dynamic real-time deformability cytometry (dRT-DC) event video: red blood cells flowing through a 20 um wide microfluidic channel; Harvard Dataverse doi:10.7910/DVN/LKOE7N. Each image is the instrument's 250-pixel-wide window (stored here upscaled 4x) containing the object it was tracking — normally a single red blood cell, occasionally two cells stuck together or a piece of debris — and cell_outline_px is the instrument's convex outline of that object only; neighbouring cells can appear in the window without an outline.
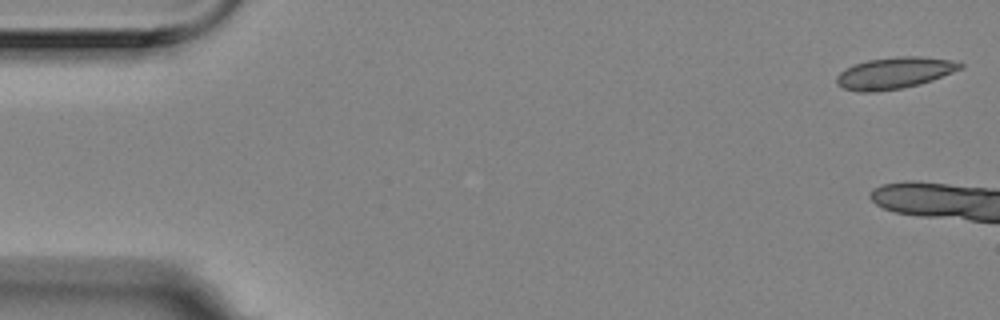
{"species": "Egyptian fruit bat (a non-hibernating species)", "species_latin": "Rousettus aegyptiacus", "temperature_condition": "room temperature", "stored_images_in_passage": 7, "camera_frame_rate_fps": 3000, "um_per_image_px": 0.085, "animal": {"sex": "female"}, "frame": {"image": 1, "passage_image": 1, "time_ms": 0.0, "image_size_px": [1000, 320], "cell_outline_px": [[964, 68], [932, 80], [920, 84], [900, 88], [876, 92], [860, 92], [844, 88], [836, 84], [836, 76], [844, 68], [868, 60], [896, 56], [920, 56], [952, 60], [964, 64]], "centroid_in_image_um": [76.03, 6.2], "position_along_channel_um": 9.0, "area_um2": 22.77}}
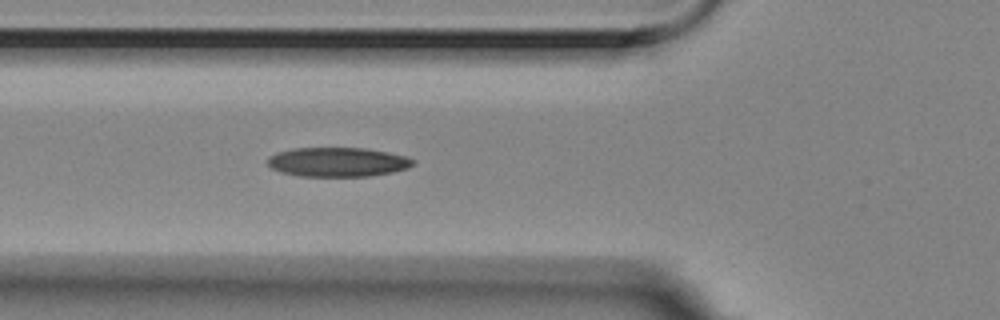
{"frame": {"image": 2, "passage_image": 7, "time_ms": 2.0, "image_size_px": [1000, 320], "cell_outline_px": [[416, 164], [408, 168], [392, 172], [368, 176], [300, 176], [280, 172], [272, 168], [268, 164], [268, 156], [276, 152], [292, 148], [364, 148], [388, 152], [408, 156], [416, 160]], "centroid_in_image_um": [28.73, 13.77], "position_along_channel_um": 97.1, "area_um2": 25.03}}